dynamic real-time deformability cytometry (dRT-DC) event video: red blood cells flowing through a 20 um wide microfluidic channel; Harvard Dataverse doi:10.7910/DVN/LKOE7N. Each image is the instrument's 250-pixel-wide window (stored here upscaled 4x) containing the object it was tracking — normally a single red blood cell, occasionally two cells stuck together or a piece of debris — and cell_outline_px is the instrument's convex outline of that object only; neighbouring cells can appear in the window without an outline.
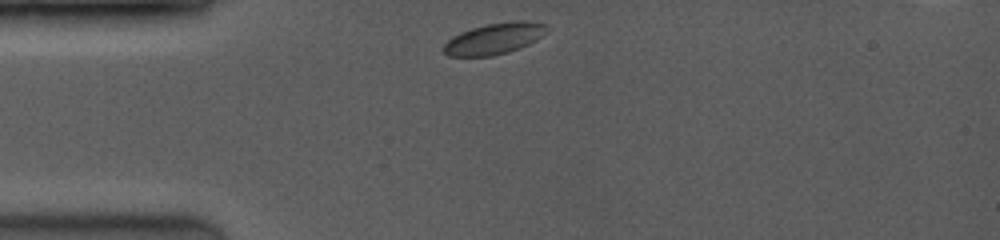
{"species": "common noctule bat (a hibernating species)", "species_latin": "Nyctalus noctula", "temperature_condition": "room temperature", "stored_images_in_passage": 19, "camera_frame_rate_fps": 3500, "um_per_image_px": 0.085, "animal": {"sex": "female", "body_mass_g": 19.0, "forearm_length_mm": 53.3}, "frame": {"image": 1, "passage_image": 1, "time_ms": 0.0, "image_size_px": [1000, 240], "cell_outline_px": [[548, 24], [540, 36], [536, 40], [528, 44], [508, 52], [492, 56], [448, 56], [440, 48], [452, 36], [460, 32], [472, 28], [488, 24], [516, 20], [528, 20]], "centroid_in_image_um": [41.96, 3.28], "position_along_channel_um": 43.0, "area_um2": 18.67}}
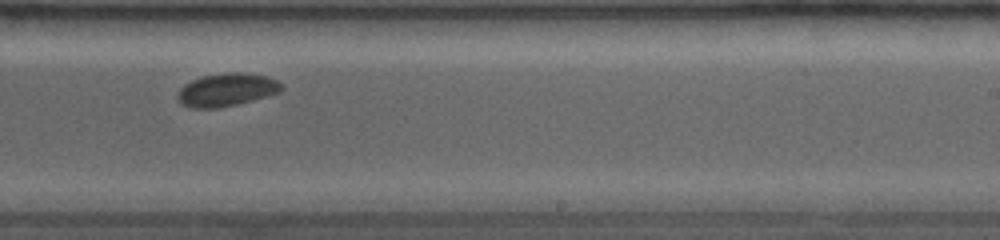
{"frame": {"image": 2, "passage_image": 17, "time_ms": 6.286, "image_size_px": [1000, 240], "cell_outline_px": [[284, 88], [280, 92], [252, 100], [236, 104], [216, 108], [192, 108], [180, 104], [176, 96], [180, 88], [184, 84], [192, 80], [204, 76], [228, 72], [244, 72], [264, 76], [276, 80]], "centroid_in_image_um": [19.23, 7.63], "position_along_channel_um": 269.8, "area_um2": 19.83}}
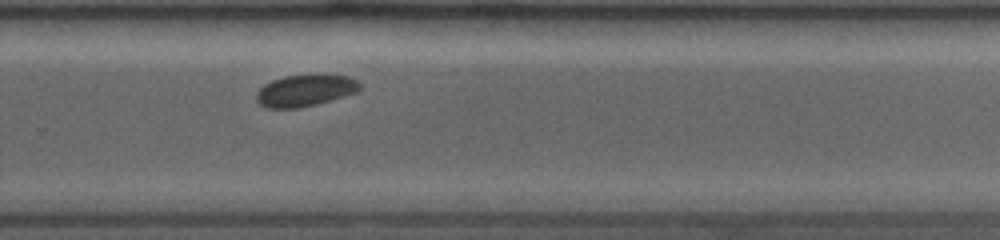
{"frame": {"image": 3, "passage_image": 19, "time_ms": 7.143, "image_size_px": [1000, 240], "cell_outline_px": [[360, 88], [356, 92], [344, 96], [316, 104], [300, 108], [264, 108], [256, 100], [256, 92], [264, 84], [272, 80], [284, 76], [316, 72], [348, 76], [356, 80], [360, 84]], "centroid_in_image_um": [25.92, 7.66], "position_along_channel_um": 303.9, "area_um2": 19.65}}